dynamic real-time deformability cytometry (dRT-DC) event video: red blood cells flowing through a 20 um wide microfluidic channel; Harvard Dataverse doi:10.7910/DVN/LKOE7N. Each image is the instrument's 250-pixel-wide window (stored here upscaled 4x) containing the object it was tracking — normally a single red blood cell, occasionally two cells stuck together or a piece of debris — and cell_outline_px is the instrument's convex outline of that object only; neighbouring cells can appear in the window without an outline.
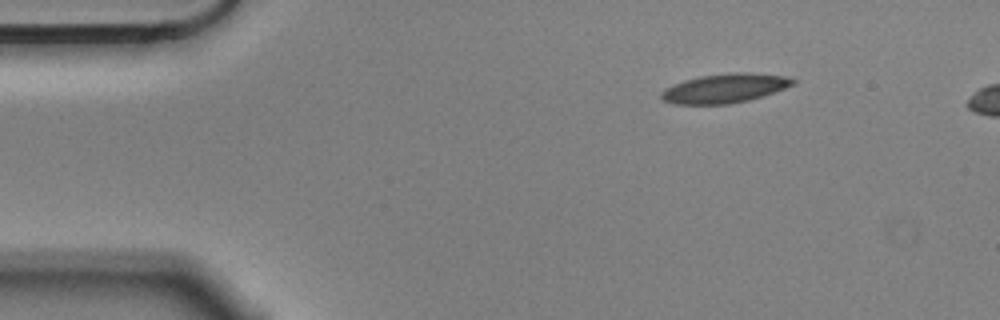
{"species": "Egyptian fruit bat (a non-hibernating species)", "species_latin": "Rousettus aegyptiacus", "temperature_condition": "cold", "stored_images_in_passage": 4, "camera_frame_rate_fps": 3000, "um_per_image_px": 0.085, "animal": {"sex": "male"}, "frame": {"image": 1, "passage_image": 1, "time_ms": 0.0, "image_size_px": [1000, 320], "cell_outline_px": [[796, 84], [748, 100], [728, 104], [672, 104], [664, 100], [660, 96], [660, 92], [664, 88], [684, 80], [700, 76], [732, 72], [748, 72], [784, 76], [796, 80]], "centroid_in_image_um": [61.56, 7.5], "position_along_channel_um": 23.4, "area_um2": 22.25}}